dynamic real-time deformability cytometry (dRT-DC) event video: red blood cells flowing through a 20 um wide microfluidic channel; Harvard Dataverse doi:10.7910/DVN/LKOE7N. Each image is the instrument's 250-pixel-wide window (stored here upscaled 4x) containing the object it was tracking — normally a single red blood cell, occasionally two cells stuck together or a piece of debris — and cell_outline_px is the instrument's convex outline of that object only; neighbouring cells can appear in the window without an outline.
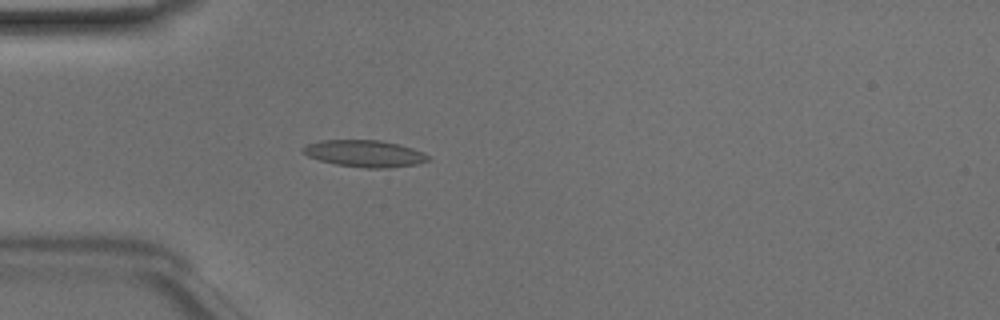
{"species": "Egyptian fruit bat (a non-hibernating species)", "species_latin": "Rousettus aegyptiacus", "temperature_condition": "room temperature", "stored_images_in_passage": 48, "camera_frame_rate_fps": 3000, "um_per_image_px": 0.085, "animal": {"sex": "male"}, "frame": {"image": 1, "passage_image": 13, "time_ms": 4.0, "image_size_px": [1000, 320], "cell_outline_px": [[432, 160], [416, 164], [388, 168], [364, 168], [336, 164], [320, 160], [308, 156], [300, 152], [308, 144], [320, 140], [380, 140], [400, 144], [424, 152], [432, 156]], "centroid_in_image_um": [31.06, 13.05], "position_along_channel_um": 53.9, "area_um2": 19.71}}
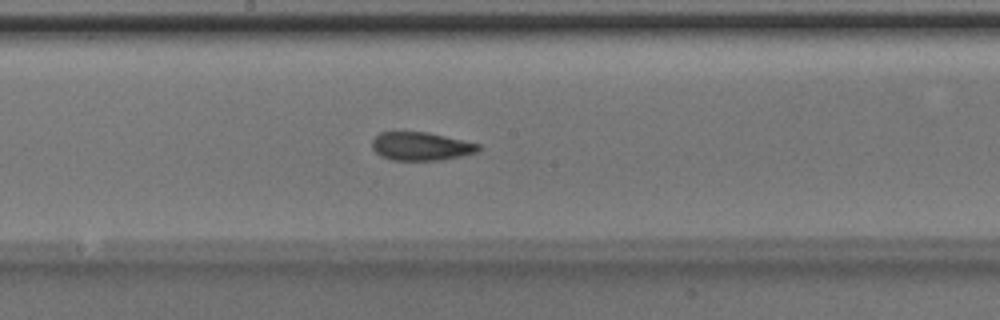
{"frame": {"image": 2, "passage_image": 25, "time_ms": 8.0, "image_size_px": [1000, 320], "cell_outline_px": [[480, 148], [476, 152], [460, 156], [440, 160], [392, 160], [380, 156], [372, 148], [372, 140], [380, 132], [428, 132], [480, 144]], "centroid_in_image_um": [35.76, 12.43], "position_along_channel_um": 212.4, "area_um2": 17.46}}
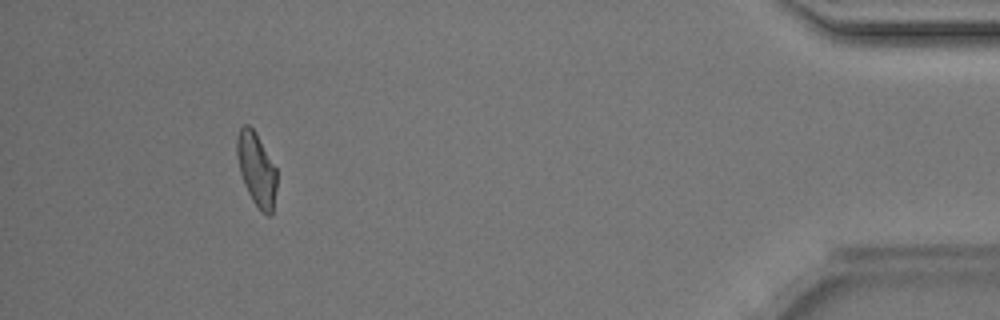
{"frame": {"image": 3, "passage_image": 44, "time_ms": 14.333, "image_size_px": [1000, 320], "cell_outline_px": [[276, 188], [272, 216], [268, 216], [260, 212], [252, 200], [244, 184], [240, 172], [236, 152], [236, 136], [240, 128], [244, 124], [248, 124], [256, 132], [276, 168]], "centroid_in_image_um": [21.8, 14.4], "position_along_channel_um": 413.4, "area_um2": 17.17}, "authors_computed_cell_mechanics": {"area_um2": 17.7157, "velocity_mm_per_s": 4.153, "shape_relaxation_time_tau1_ms": 10.8823, "shape_relaxation_time_tau2_ms": 2.4985, "deformation_change_tau1": 0.2834, "deformation_change_tau2": 0.0882}}